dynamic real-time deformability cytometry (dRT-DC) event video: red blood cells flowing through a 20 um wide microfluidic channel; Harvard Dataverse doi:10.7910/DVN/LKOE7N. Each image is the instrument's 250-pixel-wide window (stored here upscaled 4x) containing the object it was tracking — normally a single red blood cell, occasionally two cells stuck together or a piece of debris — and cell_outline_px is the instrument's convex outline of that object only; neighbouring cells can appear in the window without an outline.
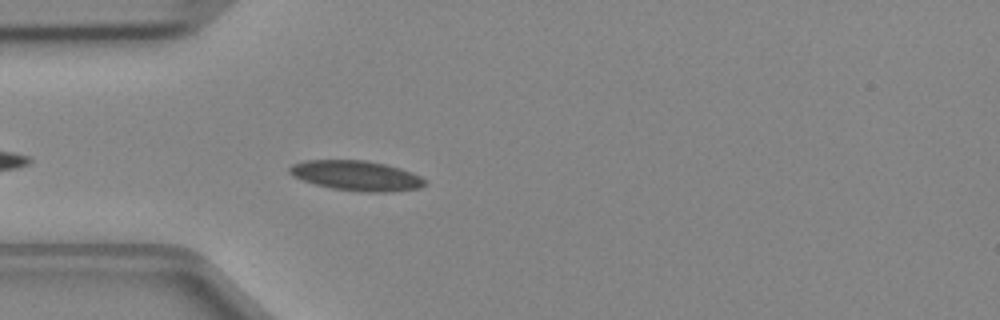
{"species": "Egyptian fruit bat (a non-hibernating species)", "species_latin": "Rousettus aegyptiacus", "temperature_condition": "cold", "stored_images_in_passage": 37, "camera_frame_rate_fps": 3000, "um_per_image_px": 0.085, "animal": {"sex": "female"}, "frame": {"image": 1, "passage_image": 3, "time_ms": 0.667, "image_size_px": [1000, 320], "cell_outline_px": [[428, 184], [420, 188], [388, 192], [360, 192], [332, 188], [316, 184], [292, 176], [288, 172], [288, 168], [292, 164], [304, 160], [364, 160], [384, 164], [400, 168], [412, 172], [420, 176]], "centroid_in_image_um": [30.29, 14.93], "position_along_channel_um": 54.7, "area_um2": 23.7}}
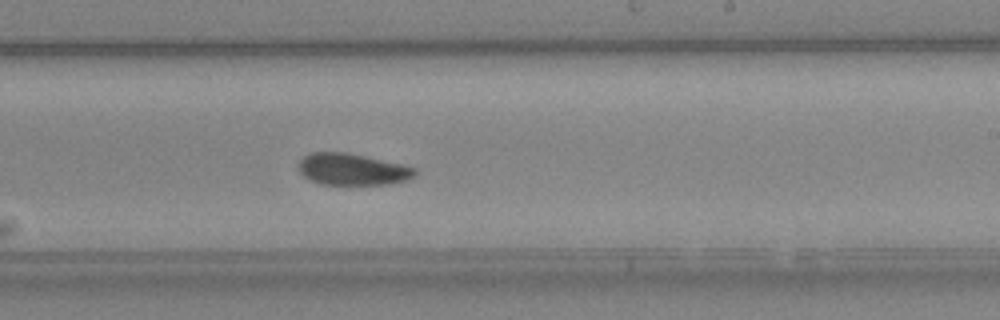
{"frame": {"image": 2, "passage_image": 18, "time_ms": 5.667, "image_size_px": [1000, 320], "cell_outline_px": [[416, 176], [408, 180], [388, 184], [320, 184], [304, 176], [300, 172], [300, 160], [308, 152], [344, 152], [404, 164], [416, 168]], "centroid_in_image_um": [29.99, 14.39], "position_along_channel_um": 259.0, "area_um2": 21.39}}
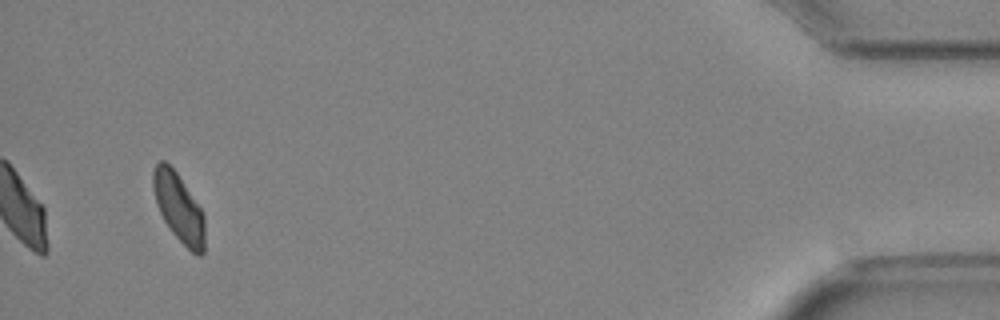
{"frame": {"image": 3, "passage_image": 35, "time_ms": 11.333, "image_size_px": [1000, 320], "cell_outline_px": [[204, 252], [200, 256], [196, 256], [172, 232], [164, 220], [156, 204], [152, 188], [152, 172], [156, 164], [160, 160], [164, 160], [176, 172], [200, 208], [204, 216]], "centroid_in_image_um": [15.17, 17.65], "position_along_channel_um": 420.0, "area_um2": 20.4}}